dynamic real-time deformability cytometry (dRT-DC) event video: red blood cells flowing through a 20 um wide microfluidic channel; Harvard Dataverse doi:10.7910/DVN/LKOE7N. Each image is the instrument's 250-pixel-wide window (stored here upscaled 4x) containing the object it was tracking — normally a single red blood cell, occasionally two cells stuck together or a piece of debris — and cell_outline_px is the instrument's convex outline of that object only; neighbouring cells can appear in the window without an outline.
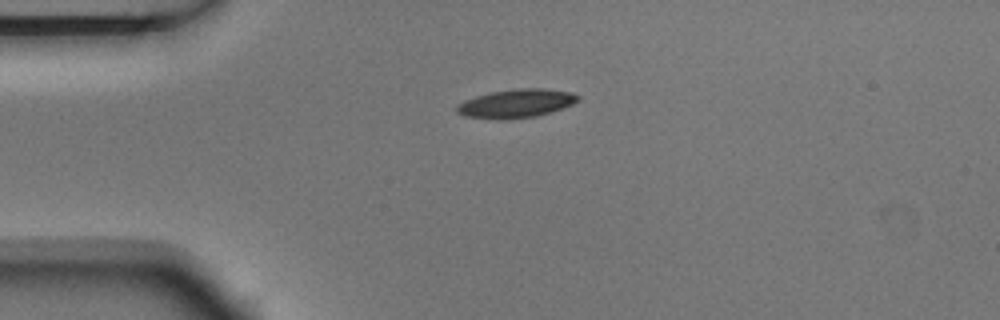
{"species": "Egyptian fruit bat (a non-hibernating species)", "species_latin": "Rousettus aegyptiacus", "temperature_condition": "room temperature", "stored_images_in_passage": 2, "camera_frame_rate_fps": 3000, "um_per_image_px": 0.085, "animal": {"sex": "male"}, "frame": {"image": 1, "passage_image": 1, "time_ms": 0.0, "image_size_px": [1000, 320], "cell_outline_px": [[580, 100], [572, 104], [536, 116], [508, 120], [500, 120], [464, 116], [456, 112], [456, 104], [464, 100], [488, 92], [520, 88], [540, 88], [572, 92], [580, 96]], "centroid_in_image_um": [43.83, 8.79], "position_along_channel_um": 41.2, "area_um2": 20.29}}